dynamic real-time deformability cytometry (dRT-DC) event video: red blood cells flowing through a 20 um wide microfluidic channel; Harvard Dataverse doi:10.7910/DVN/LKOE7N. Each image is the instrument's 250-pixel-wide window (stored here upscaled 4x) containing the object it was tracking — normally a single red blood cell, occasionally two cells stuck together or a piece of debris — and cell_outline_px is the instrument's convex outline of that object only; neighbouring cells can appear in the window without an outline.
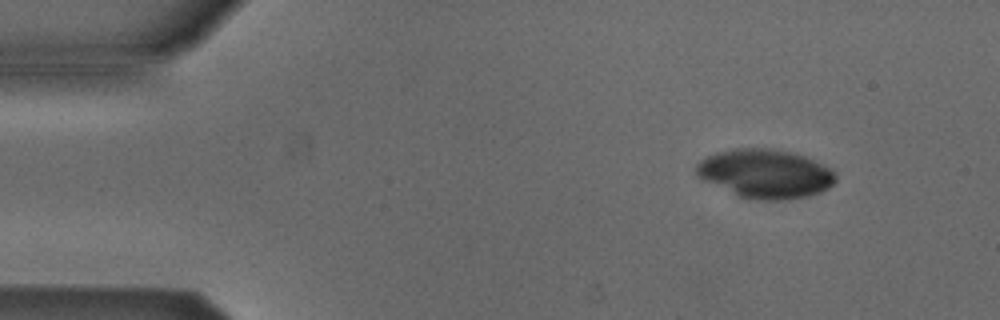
{"species": "Egyptian fruit bat (a non-hibernating species)", "species_latin": "Rousettus aegyptiacus", "temperature_condition": "cold", "stored_images_in_passage": 4, "camera_frame_rate_fps": 3000, "um_per_image_px": 0.085, "animal": {"sex": "male"}, "frame": {"image": 1, "passage_image": 2, "time_ms": 0.333, "image_size_px": [1000, 320], "cell_outline_px": [[836, 180], [828, 188], [820, 192], [808, 196], [780, 200], [748, 200], [736, 196], [696, 176], [696, 164], [700, 160], [716, 152], [736, 148], [768, 148], [788, 152], [804, 156], [824, 164], [832, 168], [836, 172]], "centroid_in_image_um": [65.04, 14.77], "position_along_channel_um": 20.0, "area_um2": 39.94}}